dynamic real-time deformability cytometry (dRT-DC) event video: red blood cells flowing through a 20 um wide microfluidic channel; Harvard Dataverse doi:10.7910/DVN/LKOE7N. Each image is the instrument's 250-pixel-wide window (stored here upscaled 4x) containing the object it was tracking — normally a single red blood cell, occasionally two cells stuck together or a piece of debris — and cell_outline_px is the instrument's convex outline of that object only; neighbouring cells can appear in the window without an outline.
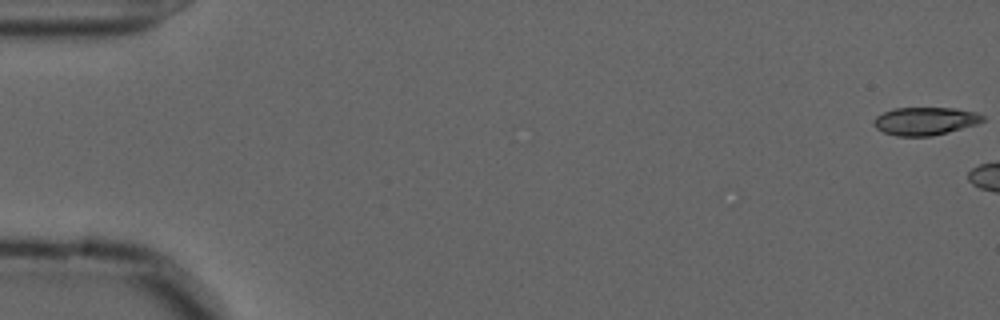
{"species": "common noctule bat (a hibernating species)", "species_latin": "Nyctalus noctula", "temperature_condition": "cold", "stored_images_in_passage": 6, "camera_frame_rate_fps": 3000, "um_per_image_px": 0.085, "animal": {"sex": "male", "forearm_length_mm": 52.5}, "frame": {"image": 1, "passage_image": 1, "time_ms": 0.0, "image_size_px": [1000, 320], "cell_outline_px": [[984, 120], [976, 124], [948, 132], [932, 136], [896, 136], [884, 132], [876, 128], [872, 124], [872, 120], [876, 116], [884, 112], [896, 108], [956, 108], [976, 112], [984, 116]], "centroid_in_image_um": [78.61, 10.29], "position_along_channel_um": 6.4, "area_um2": 17.74}}